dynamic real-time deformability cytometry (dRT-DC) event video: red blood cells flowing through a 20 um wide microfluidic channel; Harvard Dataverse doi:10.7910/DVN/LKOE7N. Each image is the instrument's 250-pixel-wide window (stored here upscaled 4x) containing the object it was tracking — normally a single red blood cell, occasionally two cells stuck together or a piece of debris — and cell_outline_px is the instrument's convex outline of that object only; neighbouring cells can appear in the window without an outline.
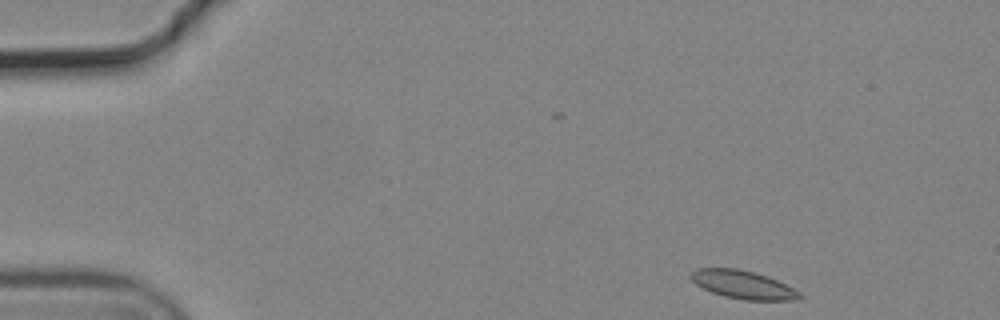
{"species": "common noctule bat (a hibernating species)", "species_latin": "Nyctalus noctula", "temperature_condition": "cold", "stored_images_in_passage": 4, "camera_frame_rate_fps": 3000, "um_per_image_px": 0.085, "animal": {"sex": "male", "body_mass_g": 19.2, "forearm_length_mm": 51.8}, "frame": {"image": 1, "passage_image": 1, "time_ms": 0.0, "image_size_px": [1000, 320], "cell_outline_px": [[804, 296], [792, 300], [744, 300], [724, 296], [712, 292], [696, 284], [688, 276], [696, 268], [736, 268], [768, 276], [800, 292]], "centroid_in_image_um": [63.13, 24.19], "position_along_channel_um": 21.9, "area_um2": 17.69}}